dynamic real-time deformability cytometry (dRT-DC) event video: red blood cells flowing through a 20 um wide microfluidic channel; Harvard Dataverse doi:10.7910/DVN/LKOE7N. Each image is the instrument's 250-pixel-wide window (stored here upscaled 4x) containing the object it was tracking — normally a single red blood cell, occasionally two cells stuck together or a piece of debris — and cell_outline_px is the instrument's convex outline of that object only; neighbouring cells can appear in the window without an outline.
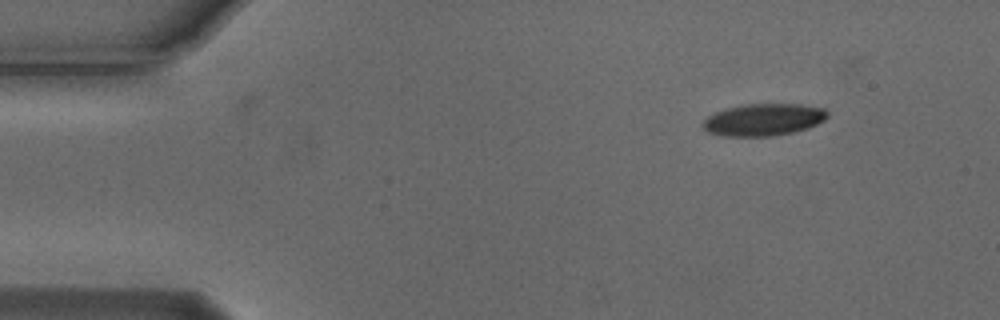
{"species": "Egyptian fruit bat (a non-hibernating species)", "species_latin": "Rousettus aegyptiacus", "temperature_condition": "cold", "stored_images_in_passage": 2, "camera_frame_rate_fps": 3000, "um_per_image_px": 0.085, "animal": {"sex": "male"}, "frame": {"image": 1, "passage_image": 1, "time_ms": 0.0, "image_size_px": [1000, 320], "cell_outline_px": [[828, 116], [824, 120], [808, 128], [792, 132], [772, 136], [724, 136], [708, 132], [700, 124], [708, 116], [716, 112], [728, 108], [744, 104], [800, 104], [824, 108], [828, 112]], "centroid_in_image_um": [64.9, 10.17], "position_along_channel_um": 20.1, "area_um2": 23.24}}